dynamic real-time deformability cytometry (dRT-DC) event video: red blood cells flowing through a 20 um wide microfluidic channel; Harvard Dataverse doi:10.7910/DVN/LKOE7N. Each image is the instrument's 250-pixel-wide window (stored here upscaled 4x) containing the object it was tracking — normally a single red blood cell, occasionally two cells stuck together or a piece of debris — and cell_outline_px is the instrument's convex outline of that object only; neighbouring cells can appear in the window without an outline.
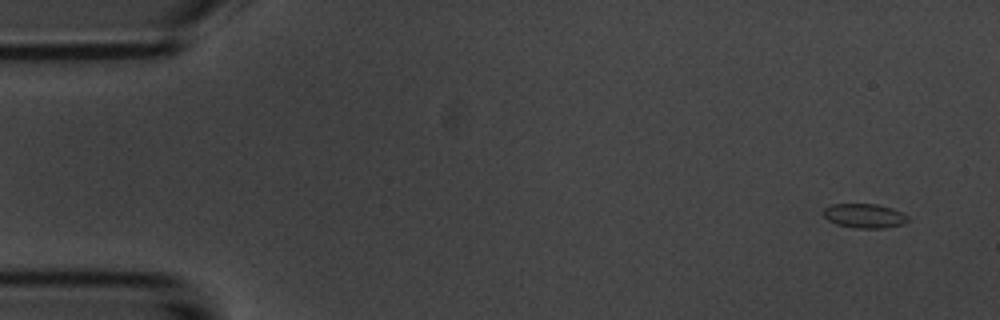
{"species": "common noctule bat (a hibernating species)", "species_latin": "Nyctalus noctula", "temperature_condition": "room temperature", "stored_images_in_passage": 4, "camera_frame_rate_fps": 3000, "um_per_image_px": 0.085, "animal": {"sex": "male", "body_mass_g": 20.1, "forearm_length_mm": 53.5}, "frame": {"image": 1, "passage_image": 1, "time_ms": 0.0, "image_size_px": [1000, 320], "cell_outline_px": [[908, 220], [904, 224], [884, 228], [856, 228], [836, 224], [828, 220], [824, 216], [824, 208], [832, 204], [876, 204], [892, 208], [908, 216]], "centroid_in_image_um": [73.48, 18.35], "position_along_channel_um": 11.5, "area_um2": 11.91}}